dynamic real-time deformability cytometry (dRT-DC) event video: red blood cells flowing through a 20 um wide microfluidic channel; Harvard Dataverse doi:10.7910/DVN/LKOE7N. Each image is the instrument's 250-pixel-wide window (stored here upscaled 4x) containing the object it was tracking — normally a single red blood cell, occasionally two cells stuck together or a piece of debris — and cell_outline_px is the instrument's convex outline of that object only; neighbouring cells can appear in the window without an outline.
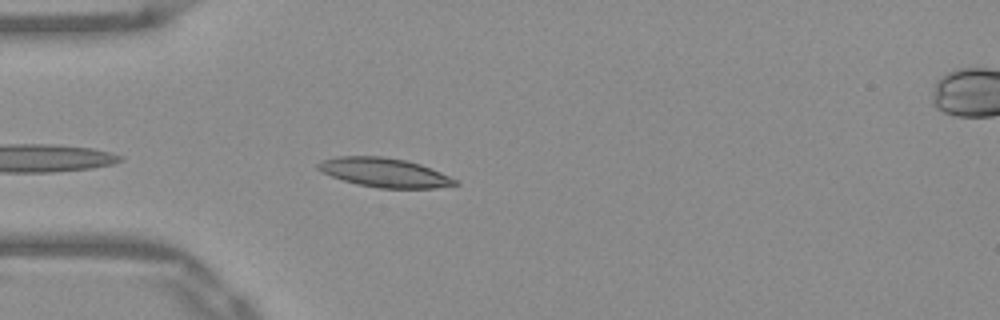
{"species": "Egyptian fruit bat (a non-hibernating species)", "species_latin": "Rousettus aegyptiacus", "temperature_condition": "warm", "stored_images_in_passage": 20, "camera_frame_rate_fps": 3000, "um_per_image_px": 0.085, "frame": {"image": 1, "passage_image": 3, "time_ms": 0.667, "image_size_px": [1000, 320], "cell_outline_px": [[460, 184], [436, 188], [380, 188], [356, 184], [320, 172], [316, 168], [316, 164], [324, 160], [336, 156], [384, 156], [404, 160], [420, 164], [440, 172], [456, 180]], "centroid_in_image_um": [32.65, 14.66], "position_along_channel_um": 52.4, "area_um2": 23.18}}
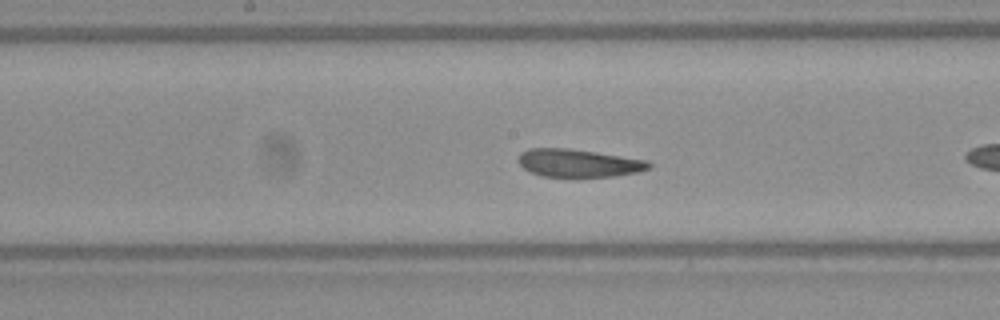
{"frame": {"image": 2, "passage_image": 12, "time_ms": 3.667, "image_size_px": [1000, 320], "cell_outline_px": [[652, 168], [640, 172], [612, 176], [540, 176], [524, 168], [516, 160], [520, 152], [528, 148], [568, 148], [596, 152], [648, 160], [652, 164]], "centroid_in_image_um": [49.18, 13.85], "position_along_channel_um": 199.0, "area_um2": 21.27}}
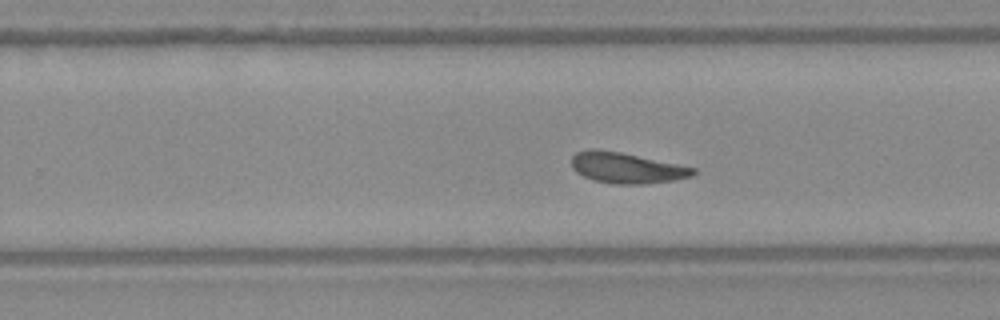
{"frame": {"image": 3, "passage_image": 18, "time_ms": 5.667, "image_size_px": [1000, 320], "cell_outline_px": [[696, 172], [692, 176], [672, 180], [644, 184], [612, 184], [592, 180], [576, 172], [572, 168], [572, 156], [576, 152], [588, 148], [596, 148], [620, 152], [680, 164], [696, 168]], "centroid_in_image_um": [53.23, 14.26], "position_along_channel_um": 276.6, "area_um2": 21.96}}